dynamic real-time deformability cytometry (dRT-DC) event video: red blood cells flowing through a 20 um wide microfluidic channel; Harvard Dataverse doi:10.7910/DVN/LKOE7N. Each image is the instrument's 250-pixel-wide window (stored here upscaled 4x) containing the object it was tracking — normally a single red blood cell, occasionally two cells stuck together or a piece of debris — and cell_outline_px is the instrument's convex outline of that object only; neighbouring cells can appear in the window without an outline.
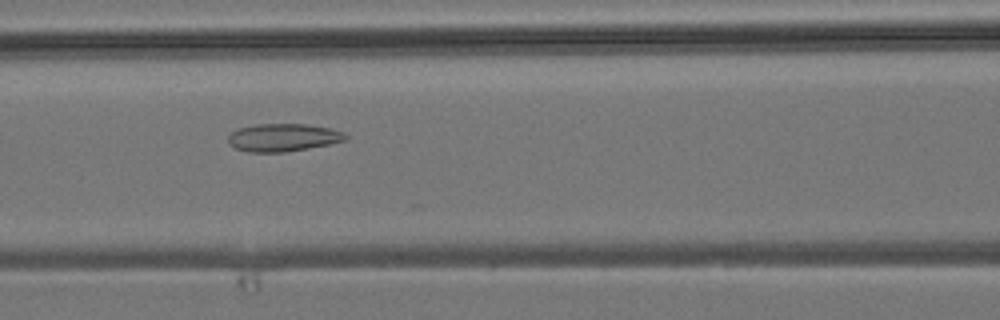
{"species": "common noctule bat (a hibernating species)", "species_latin": "Nyctalus noctula", "temperature_condition": "room temperature", "stored_images_in_passage": 9, "camera_frame_rate_fps": 3000, "um_per_image_px": 0.085, "animal": {"sex": "male", "body_mass_g": 19.2, "forearm_length_mm": 51.8}, "frame": {"image": 1, "passage_image": 6, "time_ms": 6.333, "image_size_px": [1000, 320], "cell_outline_px": [[348, 140], [308, 148], [284, 152], [248, 152], [236, 148], [228, 144], [228, 136], [232, 132], [240, 128], [256, 124], [304, 124], [332, 128], [344, 132], [348, 136]], "centroid_in_image_um": [24.08, 11.69], "position_along_channel_um": 142.5, "area_um2": 19.02}}
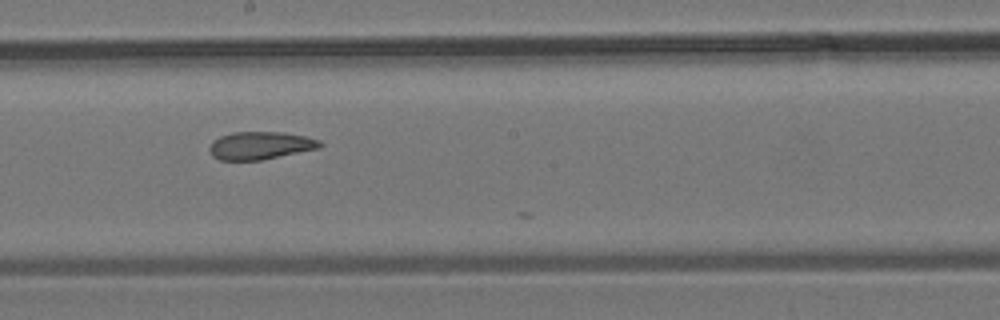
{"frame": {"image": 2, "passage_image": 8, "time_ms": 8.333, "image_size_px": [1000, 320], "cell_outline_px": [[324, 144], [320, 148], [260, 160], [220, 160], [212, 156], [208, 148], [212, 140], [220, 136], [232, 132], [284, 132], [304, 136], [320, 140]], "centroid_in_image_um": [22.11, 12.36], "position_along_channel_um": 226.1, "area_um2": 17.98}}
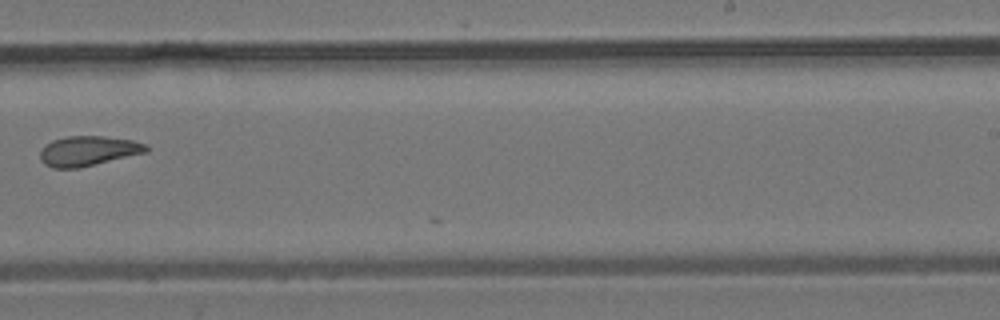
{"frame": {"image": 3, "passage_image": 9, "time_ms": 9.667, "image_size_px": [1000, 320], "cell_outline_px": [[148, 152], [80, 168], [52, 168], [44, 164], [40, 160], [40, 152], [52, 140], [68, 136], [104, 136], [132, 140], [148, 144]], "centroid_in_image_um": [7.52, 12.83], "position_along_channel_um": 281.5, "area_um2": 18.55}}